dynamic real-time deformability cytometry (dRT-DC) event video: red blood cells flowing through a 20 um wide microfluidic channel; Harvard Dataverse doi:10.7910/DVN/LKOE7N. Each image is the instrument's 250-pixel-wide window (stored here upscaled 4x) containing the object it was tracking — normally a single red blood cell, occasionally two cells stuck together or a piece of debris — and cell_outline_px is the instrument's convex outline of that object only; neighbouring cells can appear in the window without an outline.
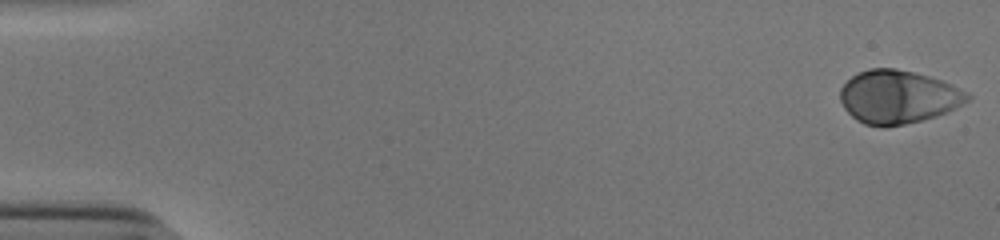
{"species": "human", "species_latin": "Homo sapiens", "temperature_condition": "cold", "stored_images_in_passage": 53, "camera_frame_rate_fps": 3000, "um_per_image_px": 0.085, "donor": {"sex": "male"}, "frame": {"image": 1, "passage_image": 1, "time_ms": 0.0, "image_size_px": [1000, 240], "cell_outline_px": [[972, 96], [964, 104], [948, 112], [936, 116], [904, 124], [884, 128], [864, 124], [856, 120], [844, 108], [840, 100], [840, 88], [852, 76], [868, 68], [896, 68], [928, 76], [940, 80]], "centroid_in_image_um": [76.3, 8.25], "position_along_channel_um": 8.7, "area_um2": 39.3}}
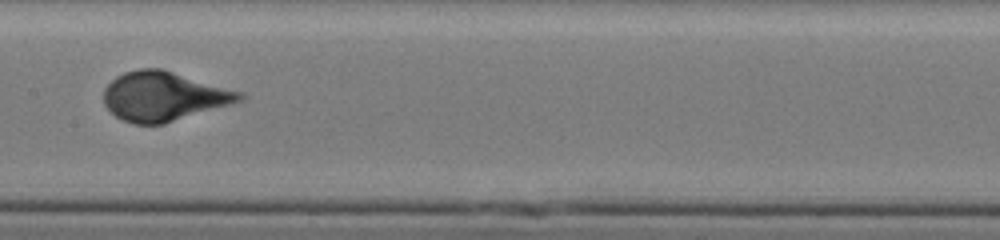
{"frame": {"image": 2, "passage_image": 28, "time_ms": 9.0, "image_size_px": [1000, 240], "cell_outline_px": [[244, 100], [232, 104], [164, 124], [132, 124], [116, 116], [104, 104], [104, 88], [116, 76], [124, 72], [140, 68], [160, 68], [244, 92]], "centroid_in_image_um": [13.94, 8.19], "position_along_channel_um": 193.5, "area_um2": 39.07}}
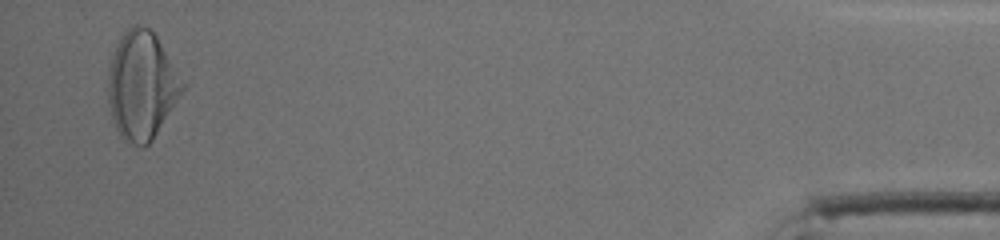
{"frame": {"image": 3, "passage_image": 52, "time_ms": 17.0, "image_size_px": [1000, 240], "cell_outline_px": [[188, 88], [152, 140], [144, 148], [132, 144], [124, 140], [120, 136], [116, 128], [108, 104], [108, 76], [112, 56], [124, 32], [132, 24], [140, 24], [148, 28], [156, 36], [188, 84]], "centroid_in_image_um": [12.11, 7.29], "position_along_channel_um": 423.1, "area_um2": 47.4}}